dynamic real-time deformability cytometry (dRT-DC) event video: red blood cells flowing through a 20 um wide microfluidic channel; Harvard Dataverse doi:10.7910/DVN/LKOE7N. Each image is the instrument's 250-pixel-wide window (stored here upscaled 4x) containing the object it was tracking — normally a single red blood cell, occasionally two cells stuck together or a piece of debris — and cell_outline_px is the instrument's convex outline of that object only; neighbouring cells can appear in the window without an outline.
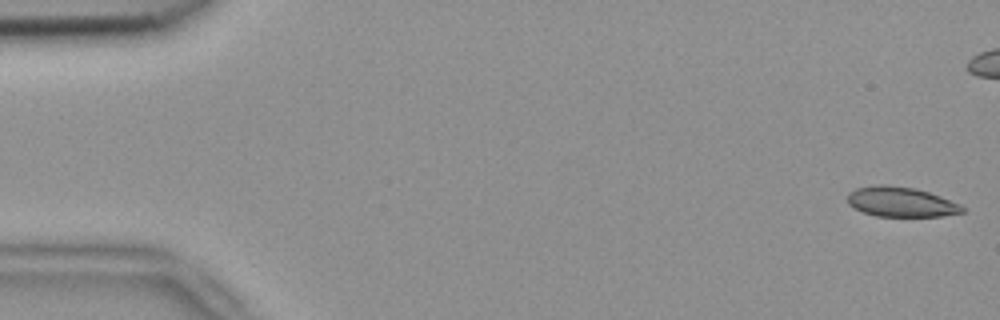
{"species": "common noctule bat (a hibernating species)", "species_latin": "Nyctalus noctula", "temperature_condition": "room temperature", "stored_images_in_passage": 53, "camera_frame_rate_fps": 3000, "um_per_image_px": 0.085, "animal": {"sex": "female", "body_mass_g": 18.4}, "frame": {"image": 1, "passage_image": 1, "time_ms": 0.0, "image_size_px": [1000, 320], "cell_outline_px": [[964, 212], [940, 216], [876, 216], [864, 212], [848, 204], [848, 192], [856, 188], [880, 184], [884, 184], [916, 188], [940, 196], [960, 204], [964, 208]], "centroid_in_image_um": [76.57, 17.15], "position_along_channel_um": 8.4, "area_um2": 19.88}}
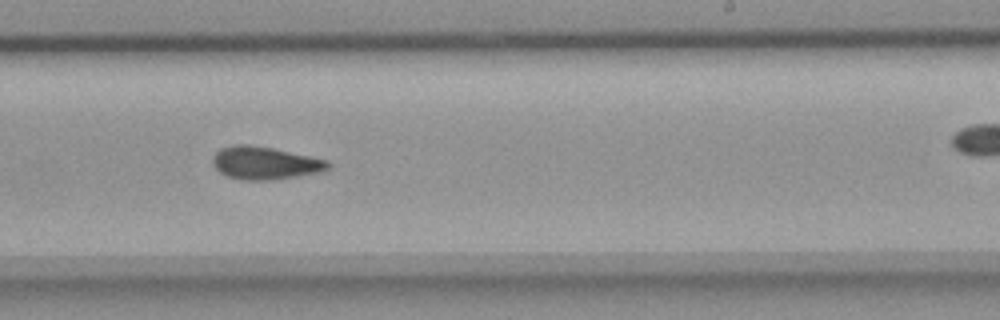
{"frame": {"image": 2, "passage_image": 32, "time_ms": 10.333, "image_size_px": [1000, 320], "cell_outline_px": [[332, 164], [328, 168], [320, 172], [272, 180], [244, 180], [228, 176], [220, 172], [212, 164], [212, 156], [220, 148], [236, 144], [248, 144], [272, 148], [328, 160]], "centroid_in_image_um": [22.5, 13.85], "position_along_channel_um": 266.5, "area_um2": 21.96}}
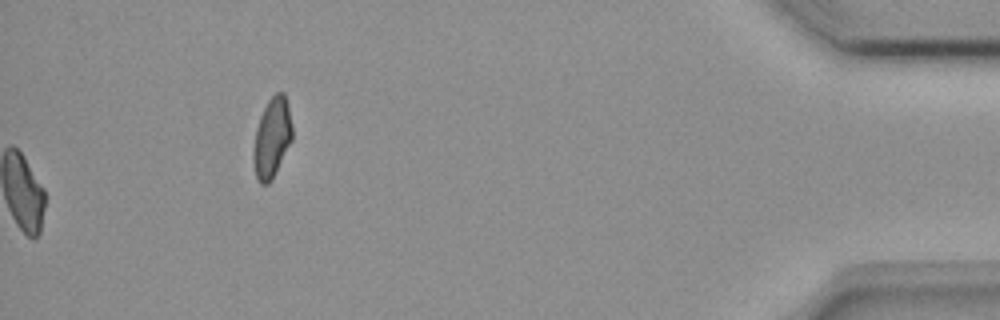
{"frame": {"image": 3, "passage_image": 53, "time_ms": 17.333, "image_size_px": [1000, 320], "cell_outline_px": [[292, 140], [272, 180], [268, 184], [260, 184], [256, 176], [252, 160], [252, 148], [256, 128], [260, 116], [268, 100], [276, 92], [284, 92], [288, 104], [292, 124]], "centroid_in_image_um": [23.1, 11.72], "position_along_channel_um": 412.1, "area_um2": 18.32}, "authors_computed_cell_mechanics": {"area_um2": 21.1548, "velocity_mm_per_s": 3.8353, "shape_relaxation_time_tau1_ms": null, "shape_relaxation_time_tau2_ms": 5.6101, "deformation_change_tau1": null, "deformation_change_tau2": 0.0943}}